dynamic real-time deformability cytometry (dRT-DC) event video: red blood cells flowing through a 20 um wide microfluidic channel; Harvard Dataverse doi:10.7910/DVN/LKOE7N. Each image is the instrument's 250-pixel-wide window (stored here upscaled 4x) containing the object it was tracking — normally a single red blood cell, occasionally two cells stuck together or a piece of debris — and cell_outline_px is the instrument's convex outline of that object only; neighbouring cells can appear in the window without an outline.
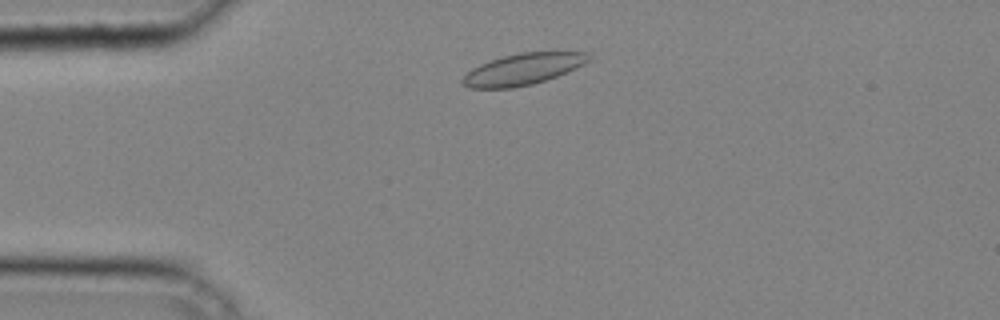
{"species": "common noctule bat (a hibernating species)", "species_latin": "Nyctalus noctula", "temperature_condition": "cold", "stored_images_in_passage": 30, "camera_frame_rate_fps": 3000, "um_per_image_px": 0.085, "animal": {"sex": "male", "body_mass_g": 20.4}, "frame": {"image": 1, "passage_image": 4, "time_ms": 1.0, "image_size_px": [1000, 320], "cell_outline_px": [[588, 60], [584, 64], [576, 68], [556, 76], [532, 84], [512, 88], [468, 88], [460, 80], [472, 68], [480, 64], [504, 56], [520, 52], [588, 52]], "centroid_in_image_um": [44.42, 5.88], "position_along_channel_um": 40.6, "area_um2": 22.72}}
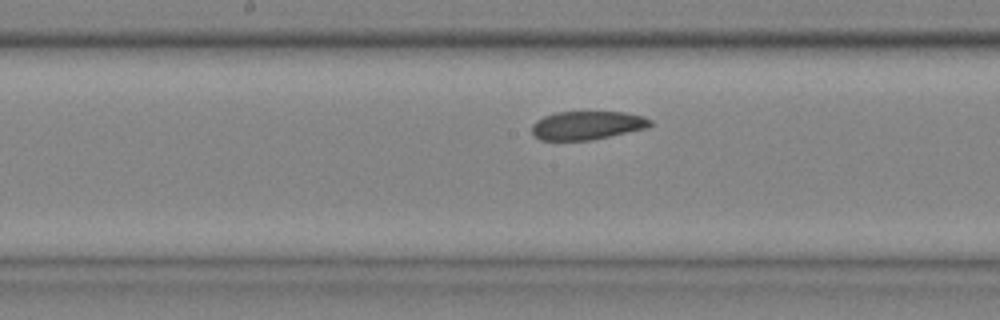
{"frame": {"image": 2, "passage_image": 16, "time_ms": 5.0, "image_size_px": [1000, 320], "cell_outline_px": [[652, 124], [648, 128], [592, 140], [540, 140], [532, 132], [532, 124], [536, 120], [544, 116], [556, 112], [624, 112], [644, 116], [652, 120]], "centroid_in_image_um": [49.93, 10.65], "position_along_channel_um": 198.3, "area_um2": 19.77}}
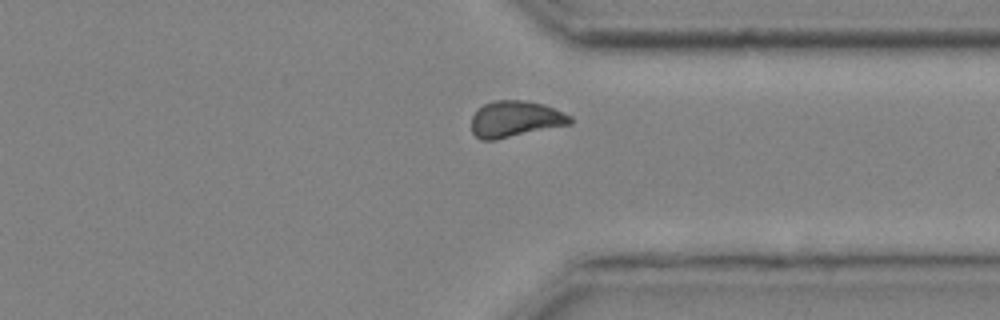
{"frame": {"image": 3, "passage_image": 27, "time_ms": 8.667, "image_size_px": [1000, 320], "cell_outline_px": [[572, 124], [496, 140], [480, 140], [472, 132], [472, 116], [476, 108], [484, 104], [496, 100], [524, 100], [544, 104], [572, 116]], "centroid_in_image_um": [43.79, 10.12], "position_along_channel_um": 367.6, "area_um2": 21.1}}